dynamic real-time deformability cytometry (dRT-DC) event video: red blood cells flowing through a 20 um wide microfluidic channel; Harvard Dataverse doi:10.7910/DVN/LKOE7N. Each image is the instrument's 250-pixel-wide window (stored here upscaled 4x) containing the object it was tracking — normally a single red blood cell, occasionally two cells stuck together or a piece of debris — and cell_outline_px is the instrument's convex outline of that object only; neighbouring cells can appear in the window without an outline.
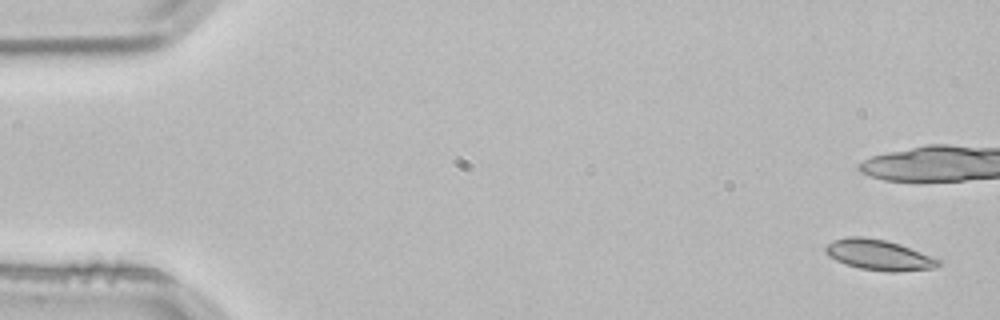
{"species": "common noctule bat (a hibernating species)", "species_latin": "Nyctalus noctula", "temperature_condition": "room temperature", "stored_images_in_passage": 6, "camera_frame_rate_fps": 3000, "um_per_image_px": 0.085, "animal": {"sex": "male", "body_mass_g": 21.5, "forearm_length_mm": 52.0}, "frame": {"image": 1, "passage_image": 1, "time_ms": 0.0, "image_size_px": [1000, 320], "cell_outline_px": [[940, 264], [936, 268], [896, 272], [888, 272], [860, 268], [836, 260], [828, 256], [824, 252], [824, 248], [832, 240], [848, 236], [864, 236], [884, 240], [900, 244], [940, 260]], "centroid_in_image_um": [74.67, 21.66], "position_along_channel_um": 10.3, "area_um2": 20.0}}